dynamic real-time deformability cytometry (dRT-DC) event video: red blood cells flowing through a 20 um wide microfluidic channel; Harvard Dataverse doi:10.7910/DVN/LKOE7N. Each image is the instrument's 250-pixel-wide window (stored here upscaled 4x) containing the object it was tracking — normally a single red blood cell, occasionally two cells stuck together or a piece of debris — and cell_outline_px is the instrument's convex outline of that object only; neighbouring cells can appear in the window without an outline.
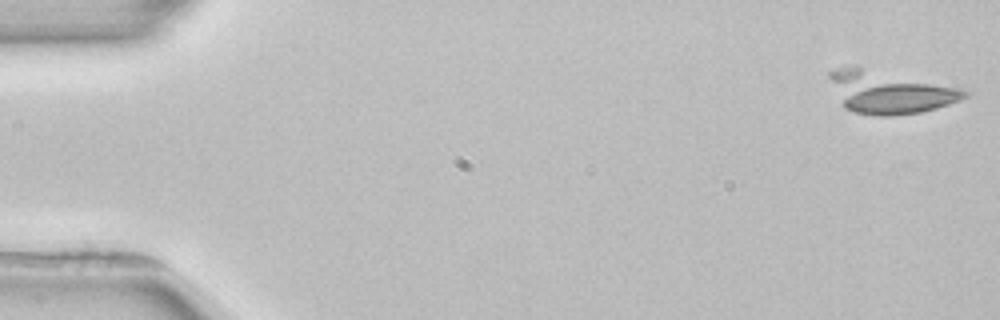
{"species": "common noctule bat (a hibernating species)", "species_latin": "Nyctalus noctula", "temperature_condition": "room temperature", "stored_images_in_passage": 5, "camera_frame_rate_fps": 3000, "um_per_image_px": 0.085, "animal": {"sex": "female", "body_mass_g": 22.7, "forearm_length_mm": 54.2}, "frame": {"image": 1, "passage_image": 1, "time_ms": 0.0, "image_size_px": [1000, 320], "cell_outline_px": [[972, 92], [968, 96], [960, 100], [936, 108], [920, 112], [888, 116], [880, 116], [856, 112], [844, 108], [828, 76], [828, 72], [836, 68], [860, 68], [960, 88]], "centroid_in_image_um": [75.63, 7.87], "position_along_channel_um": 9.4, "area_um2": 32.14}}
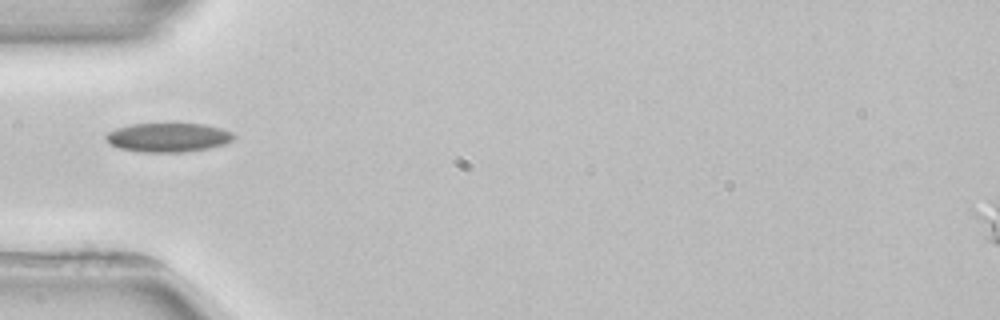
{"frame": {"image": 2, "passage_image": 5, "time_ms": 5.333, "image_size_px": [1000, 320], "cell_outline_px": [[236, 136], [232, 140], [224, 144], [208, 148], [184, 152], [140, 152], [120, 148], [108, 144], [104, 136], [108, 132], [116, 128], [132, 124], [204, 124], [220, 128], [232, 132]], "centroid_in_image_um": [14.27, 11.68], "position_along_channel_um": 70.7, "area_um2": 21.62}}